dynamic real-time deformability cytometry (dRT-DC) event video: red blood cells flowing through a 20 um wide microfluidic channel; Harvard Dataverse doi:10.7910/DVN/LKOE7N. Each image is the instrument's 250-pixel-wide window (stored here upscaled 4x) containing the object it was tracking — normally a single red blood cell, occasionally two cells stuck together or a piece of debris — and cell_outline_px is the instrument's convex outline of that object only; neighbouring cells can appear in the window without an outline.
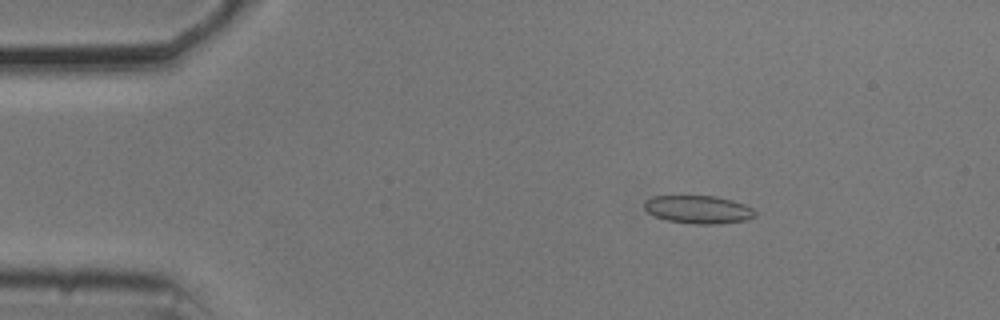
{"species": "common noctule bat (a hibernating species)", "species_latin": "Nyctalus noctula", "temperature_condition": "cold", "stored_images_in_passage": 55, "camera_frame_rate_fps": 3000, "um_per_image_px": 0.085, "animal": {"sex": "male", "body_mass_g": 20.5, "forearm_length_mm": 52.5}, "frame": {"image": 1, "passage_image": 9, "time_ms": 2.667, "image_size_px": [1000, 320], "cell_outline_px": [[756, 216], [744, 220], [716, 224], [692, 224], [668, 220], [656, 216], [648, 212], [644, 208], [644, 200], [652, 196], [716, 196], [732, 200], [744, 204], [752, 208], [756, 212]], "centroid_in_image_um": [59.35, 17.8], "position_along_channel_um": 25.7, "area_um2": 18.03}}
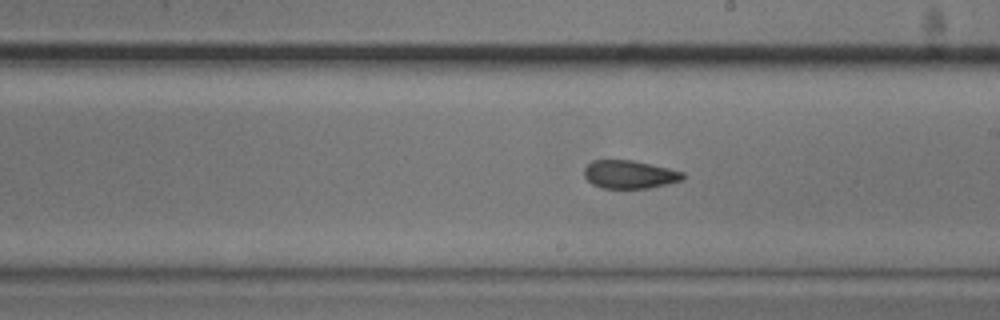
{"frame": {"image": 2, "passage_image": 31, "time_ms": 10.0, "image_size_px": [1000, 320], "cell_outline_px": [[684, 180], [648, 188], [600, 188], [592, 184], [584, 176], [584, 168], [592, 160], [632, 160], [668, 168], [684, 172]], "centroid_in_image_um": [53.5, 14.83], "position_along_channel_um": 235.5, "area_um2": 16.18}}
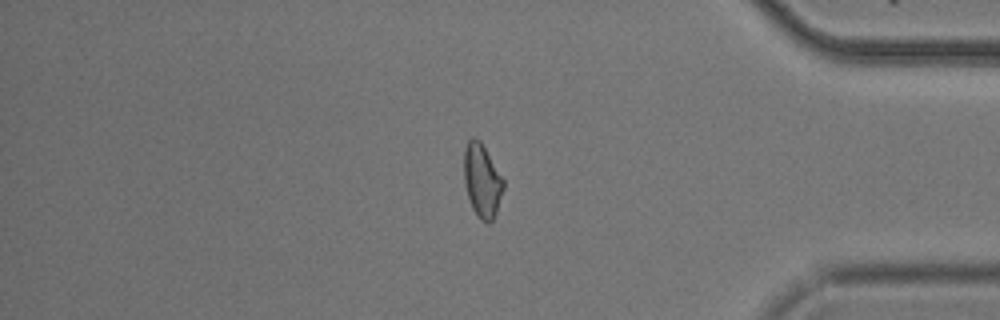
{"frame": {"image": 3, "passage_image": 46, "time_ms": 15.0, "image_size_px": [1000, 320], "cell_outline_px": [[504, 188], [496, 212], [492, 220], [488, 224], [480, 220], [472, 208], [464, 184], [464, 148], [468, 140], [472, 136], [476, 136], [480, 140], [504, 180]], "centroid_in_image_um": [40.96, 15.33], "position_along_channel_um": 394.2, "area_um2": 16.94}, "authors_computed_cell_mechanics": {"area_um2": 17.3978, "velocity_mm_per_s": 3.7148, "shape_relaxation_time_tau1_ms": null, "shape_relaxation_time_tau2_ms": 2.5014, "deformation_change_tau1": null, "deformation_change_tau2": 0.0811}}